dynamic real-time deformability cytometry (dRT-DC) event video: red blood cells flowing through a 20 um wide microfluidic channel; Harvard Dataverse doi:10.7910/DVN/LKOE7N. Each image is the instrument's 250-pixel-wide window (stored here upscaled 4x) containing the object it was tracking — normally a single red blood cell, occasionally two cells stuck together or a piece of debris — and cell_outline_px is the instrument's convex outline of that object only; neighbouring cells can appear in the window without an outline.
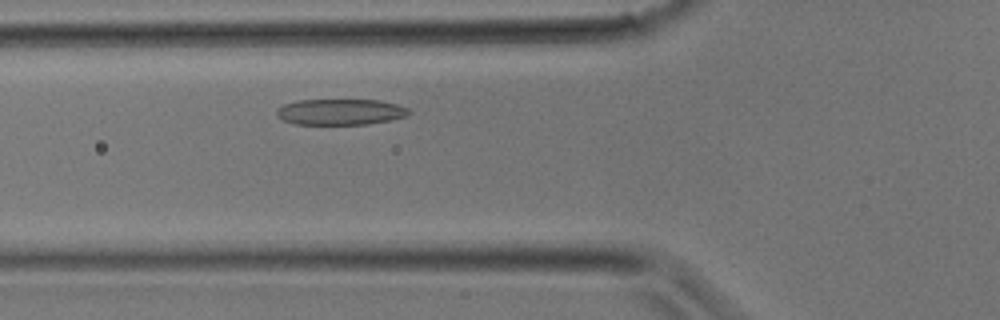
{"species": "common noctule bat (a hibernating species)", "species_latin": "Nyctalus noctula", "temperature_condition": "room temperature", "stored_images_in_passage": 26, "camera_frame_rate_fps": 3000, "um_per_image_px": 0.085, "animal": {"sex": "male", "body_mass_g": 17.9}, "frame": {"image": 1, "passage_image": 5, "time_ms": 1.333, "image_size_px": [1000, 320], "cell_outline_px": [[412, 112], [408, 116], [368, 124], [296, 124], [284, 120], [276, 116], [276, 108], [284, 104], [296, 100], [380, 100], [396, 104], [408, 108]], "centroid_in_image_um": [28.93, 9.5], "position_along_channel_um": 96.9, "area_um2": 20.06}}
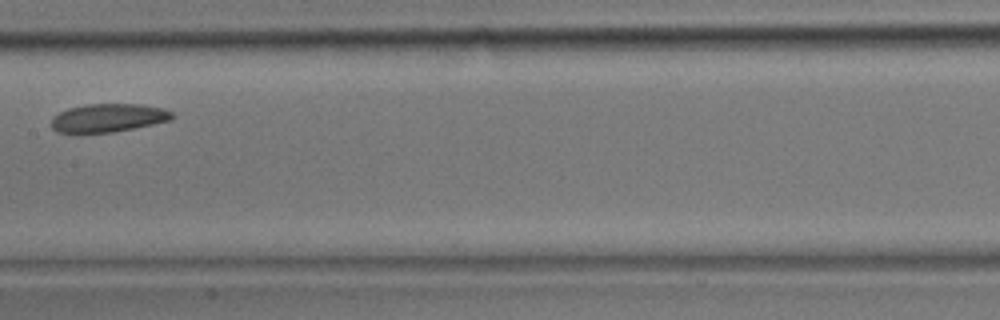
{"frame": {"image": 2, "passage_image": 10, "time_ms": 3.0, "image_size_px": [1000, 320], "cell_outline_px": [[176, 116], [172, 120], [112, 132], [80, 136], [76, 136], [56, 132], [52, 128], [52, 116], [68, 108], [88, 104], [140, 104], [164, 108], [172, 112]], "centroid_in_image_um": [9.13, 10.06], "position_along_channel_um": 198.3, "area_um2": 20.69}}
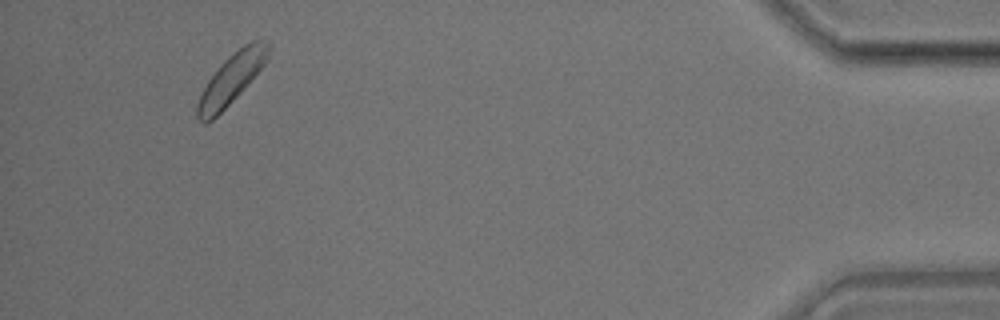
{"frame": {"image": 3, "passage_image": 24, "time_ms": 7.667, "image_size_px": [1000, 320], "cell_outline_px": [[268, 56], [264, 64], [240, 92], [212, 120], [204, 124], [196, 116], [196, 104], [208, 80], [220, 64], [228, 56], [244, 44], [252, 40], [268, 40]], "centroid_in_image_um": [19.64, 6.69], "position_along_channel_um": 415.6, "area_um2": 20.17}}